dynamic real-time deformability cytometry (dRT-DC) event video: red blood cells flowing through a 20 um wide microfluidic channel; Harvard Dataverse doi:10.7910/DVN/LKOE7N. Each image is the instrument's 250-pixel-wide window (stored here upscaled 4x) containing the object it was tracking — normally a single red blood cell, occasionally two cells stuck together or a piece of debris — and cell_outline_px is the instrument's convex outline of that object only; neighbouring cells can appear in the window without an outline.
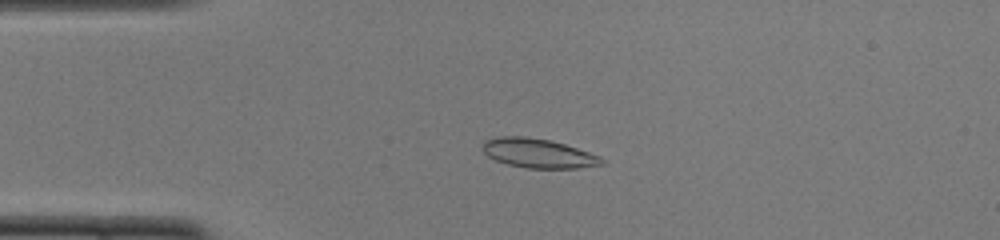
{"species": "common noctule bat (a hibernating species)", "species_latin": "Nyctalus noctula", "temperature_condition": "cold", "stored_images_in_passage": 50, "camera_frame_rate_fps": 3000, "um_per_image_px": 0.085, "animal": {"sex": "female", "body_mass_g": 22.0, "forearm_length_mm": 56.7}, "frame": {"image": 1, "passage_image": 12, "time_ms": 3.667, "image_size_px": [1000, 240], "cell_outline_px": [[604, 164], [580, 168], [528, 168], [508, 164], [496, 160], [488, 156], [480, 148], [484, 140], [500, 136], [528, 136], [548, 140], [564, 144], [600, 156], [604, 160]], "centroid_in_image_um": [45.72, 13.02], "position_along_channel_um": 39.3, "area_um2": 20.29}}
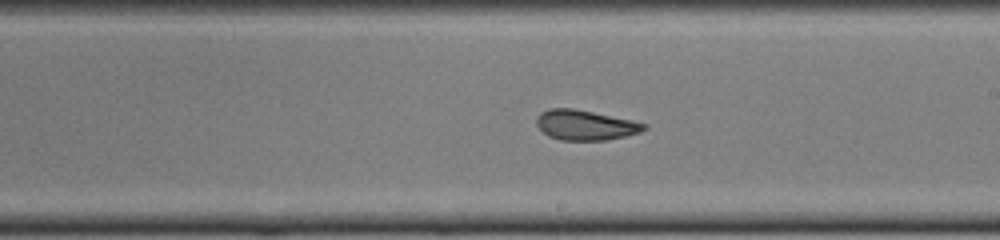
{"frame": {"image": 2, "passage_image": 29, "time_ms": 9.333, "image_size_px": [1000, 240], "cell_outline_px": [[648, 128], [640, 132], [608, 140], [560, 140], [548, 136], [536, 124], [536, 116], [540, 112], [548, 108], [572, 108], [632, 120], [648, 124]], "centroid_in_image_um": [49.74, 10.63], "position_along_channel_um": 239.3, "area_um2": 18.84}}
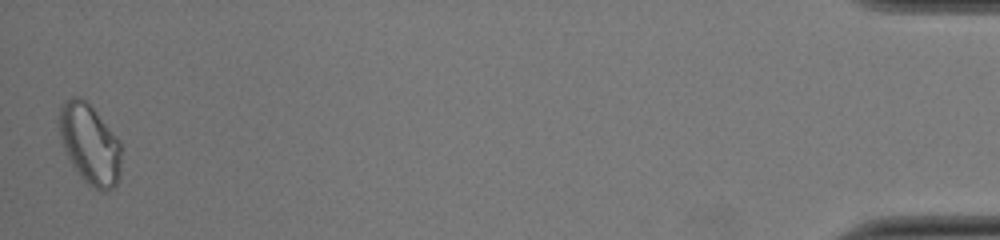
{"frame": {"image": 3, "passage_image": 50, "time_ms": 16.333, "image_size_px": [1000, 240], "cell_outline_px": [[120, 176], [116, 184], [112, 188], [104, 192], [100, 192], [88, 184], [80, 176], [72, 164], [60, 140], [60, 104], [64, 100], [72, 96], [80, 96], [92, 108], [120, 140]], "centroid_in_image_um": [7.63, 12.26], "position_along_channel_um": 427.6, "area_um2": 28.73}, "authors_computed_cell_mechanics": {"area_um2": 20.0277, "velocity_mm_per_s": 3.9831, "shape_relaxation_time_tau1_ms": null, "shape_relaxation_time_tau2_ms": 1.8271, "deformation_change_tau1": null, "deformation_change_tau2": 0.0616}}